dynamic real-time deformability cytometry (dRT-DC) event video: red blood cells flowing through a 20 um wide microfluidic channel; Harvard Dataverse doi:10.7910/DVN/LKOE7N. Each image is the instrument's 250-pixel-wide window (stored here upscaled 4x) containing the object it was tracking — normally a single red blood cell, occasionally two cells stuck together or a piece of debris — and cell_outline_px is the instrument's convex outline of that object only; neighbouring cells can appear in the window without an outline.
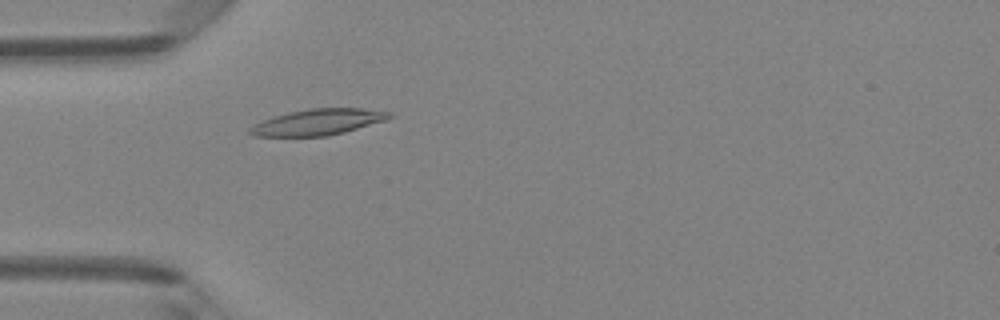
{"species": "Egyptian fruit bat (a non-hibernating species)", "species_latin": "Rousettus aegyptiacus", "temperature_condition": "room temperature", "stored_images_in_passage": 47, "camera_frame_rate_fps": 3000, "um_per_image_px": 0.085, "animal": {"sex": "female"}, "frame": {"image": 1, "passage_image": 13, "time_ms": 4.0, "image_size_px": [1000, 320], "cell_outline_px": [[392, 116], [388, 120], [344, 132], [328, 136], [252, 136], [248, 132], [248, 128], [272, 116], [288, 112], [308, 108], [360, 108], [392, 112]], "centroid_in_image_um": [27.04, 10.37], "position_along_channel_um": 58.0, "area_um2": 21.27}}
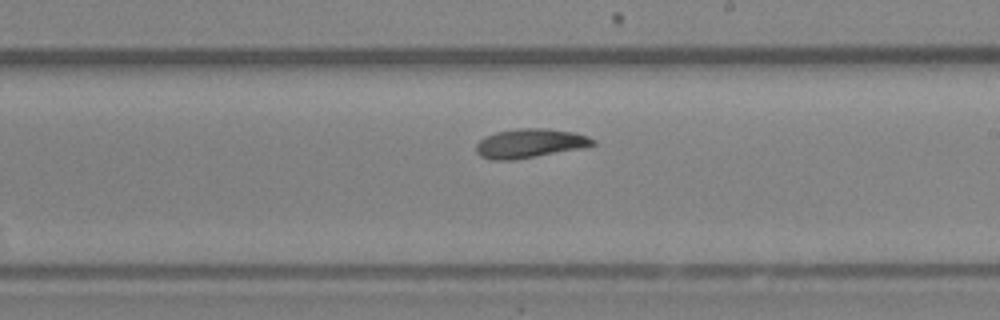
{"frame": {"image": 2, "passage_image": 27, "time_ms": 8.667, "image_size_px": [1000, 320], "cell_outline_px": [[596, 144], [588, 148], [512, 160], [492, 160], [480, 156], [476, 152], [476, 144], [484, 136], [496, 132], [516, 128], [548, 128], [576, 132], [588, 136], [596, 140]], "centroid_in_image_um": [45.1, 12.18], "position_along_channel_um": 243.9, "area_um2": 20.29}}
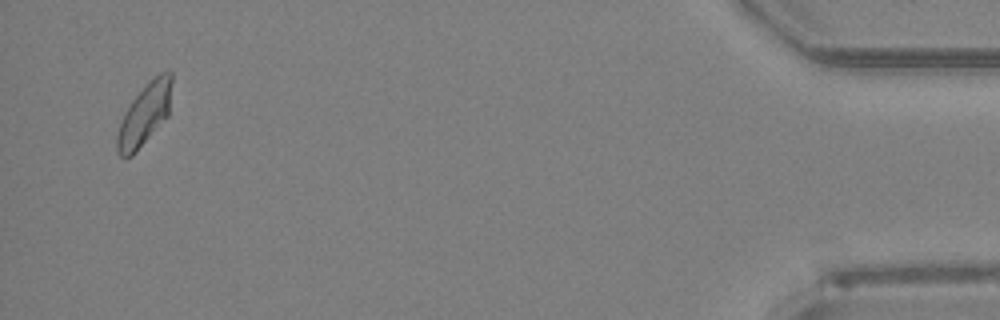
{"frame": {"image": 3, "passage_image": 46, "time_ms": 15.0, "image_size_px": [1000, 320], "cell_outline_px": [[172, 80], [168, 116], [136, 152], [132, 156], [124, 160], [116, 152], [116, 136], [124, 112], [132, 100], [160, 72], [168, 68], [172, 72]], "centroid_in_image_um": [12.28, 9.77], "position_along_channel_um": 422.9, "area_um2": 19.65}, "authors_computed_cell_mechanics": {"area_um2": 19.7098, "velocity_mm_per_s": 4.0805, "shape_relaxation_time_tau1_ms": 5.4288, "shape_relaxation_time_tau2_ms": 3.3652, "deformation_change_tau1": 0.1313, "deformation_change_tau2": 0.0866}}